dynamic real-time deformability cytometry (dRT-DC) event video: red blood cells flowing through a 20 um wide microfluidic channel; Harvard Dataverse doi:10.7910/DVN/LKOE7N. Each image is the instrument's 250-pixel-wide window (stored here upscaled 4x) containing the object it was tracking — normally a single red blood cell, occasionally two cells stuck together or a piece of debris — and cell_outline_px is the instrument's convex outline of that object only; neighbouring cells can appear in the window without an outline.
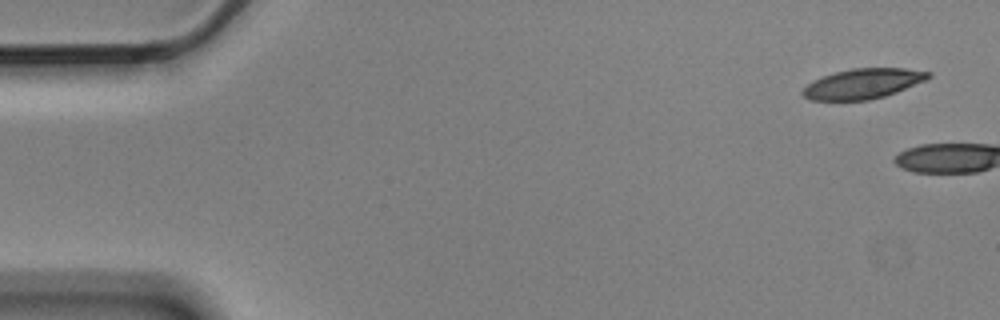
{"species": "Egyptian fruit bat (a non-hibernating species)", "species_latin": "Rousettus aegyptiacus", "temperature_condition": "cold", "stored_images_in_passage": 5, "camera_frame_rate_fps": 3000, "um_per_image_px": 0.085, "animal": {"sex": "male"}, "frame": {"image": 1, "passage_image": 1, "time_ms": 0.0, "image_size_px": [1000, 320], "cell_outline_px": [[932, 76], [928, 80], [896, 92], [884, 96], [868, 100], [812, 100], [804, 96], [800, 92], [808, 84], [824, 76], [836, 72], [852, 68], [904, 68], [932, 72]], "centroid_in_image_um": [73.41, 7.11], "position_along_channel_um": 11.6, "area_um2": 21.91}}